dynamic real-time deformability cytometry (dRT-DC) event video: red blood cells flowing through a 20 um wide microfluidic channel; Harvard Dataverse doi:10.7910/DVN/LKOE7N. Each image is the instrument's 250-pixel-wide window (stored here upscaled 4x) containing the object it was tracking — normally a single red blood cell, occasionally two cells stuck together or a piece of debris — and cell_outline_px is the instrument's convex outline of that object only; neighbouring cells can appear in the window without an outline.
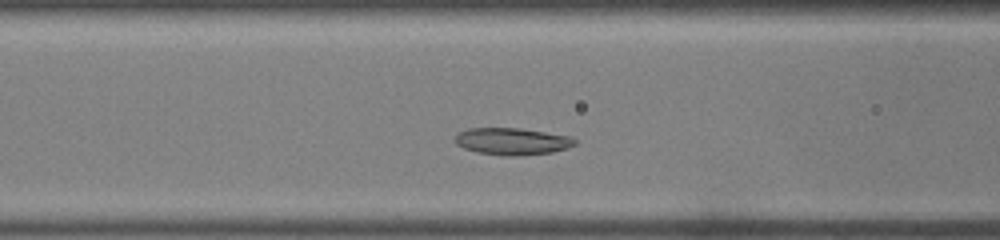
{"species": "common noctule bat (a hibernating species)", "species_latin": "Nyctalus noctula", "temperature_condition": "warm", "stored_images_in_passage": 29, "camera_frame_rate_fps": 3000, "um_per_image_px": 0.085, "animal": {"sex": "male", "body_mass_g": 19.0, "forearm_length_mm": 50.8}, "frame": {"image": 1, "passage_image": 9, "time_ms": 2.667, "image_size_px": [1000, 240], "cell_outline_px": [[576, 144], [568, 148], [552, 152], [516, 156], [508, 156], [476, 152], [464, 148], [456, 144], [456, 136], [460, 132], [468, 128], [520, 128], [568, 136], [576, 140]], "centroid_in_image_um": [43.53, 12.02], "position_along_channel_um": 123.1, "area_um2": 18.67}}
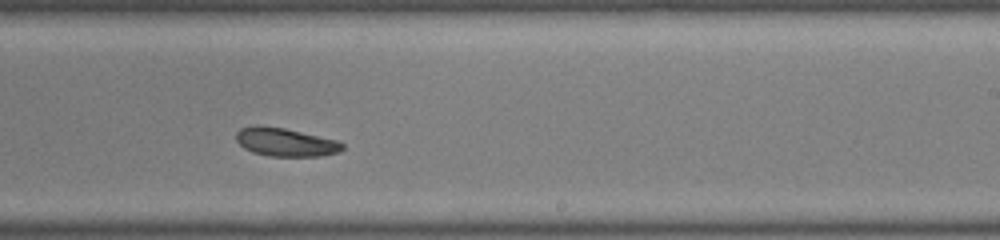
{"frame": {"image": 2, "passage_image": 17, "time_ms": 5.333, "image_size_px": [1000, 240], "cell_outline_px": [[344, 148], [340, 152], [320, 156], [268, 156], [252, 152], [244, 148], [236, 140], [236, 132], [240, 128], [256, 124], [284, 128], [340, 140], [344, 144]], "centroid_in_image_um": [24.28, 12.07], "position_along_channel_um": 264.7, "area_um2": 17.86}}
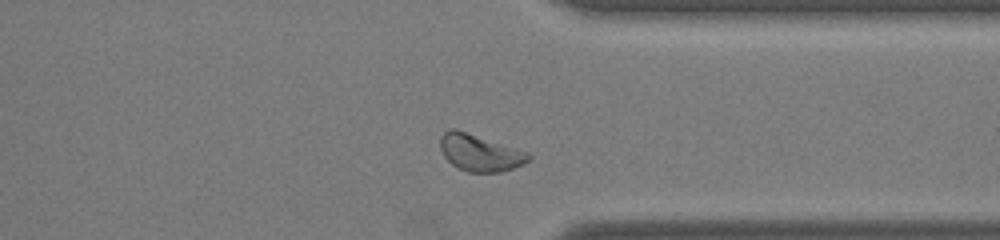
{"frame": {"image": 3, "passage_image": 23, "time_ms": 7.333, "image_size_px": [1000, 240], "cell_outline_px": [[532, 156], [528, 160], [512, 168], [500, 172], [468, 172], [452, 164], [444, 156], [440, 148], [440, 136], [448, 128], [456, 128], [528, 152]], "centroid_in_image_um": [40.75, 12.96], "position_along_channel_um": 370.7, "area_um2": 18.79}}